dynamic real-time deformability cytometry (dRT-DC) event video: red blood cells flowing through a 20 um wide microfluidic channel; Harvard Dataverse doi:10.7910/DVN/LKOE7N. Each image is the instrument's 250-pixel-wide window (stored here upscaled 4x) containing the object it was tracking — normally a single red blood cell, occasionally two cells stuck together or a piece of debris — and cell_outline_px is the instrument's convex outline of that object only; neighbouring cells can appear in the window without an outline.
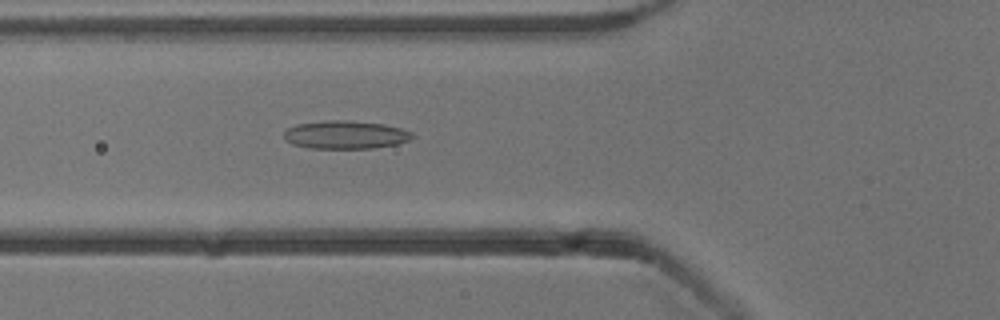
{"species": "common noctule bat (a hibernating species)", "species_latin": "Nyctalus noctula", "temperature_condition": "cold", "stored_images_in_passage": 42, "camera_frame_rate_fps": 3000, "um_per_image_px": 0.085, "animal": {"sex": "male", "body_mass_g": 13.3}, "frame": {"image": 1, "passage_image": 8, "time_ms": 2.333, "image_size_px": [1000, 320], "cell_outline_px": [[412, 136], [408, 140], [396, 144], [372, 148], [308, 148], [292, 144], [284, 140], [284, 132], [288, 128], [296, 124], [324, 120], [348, 120], [384, 124], [400, 128], [412, 132]], "centroid_in_image_um": [29.31, 11.45], "position_along_channel_um": 96.5, "area_um2": 21.04}}
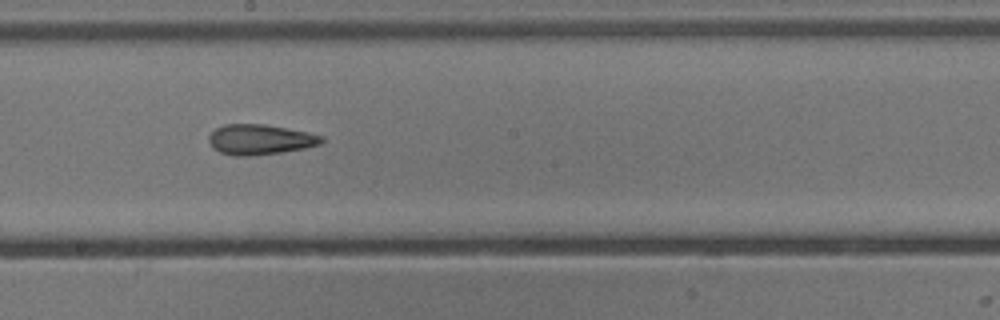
{"frame": {"image": 2, "passage_image": 18, "time_ms": 5.667, "image_size_px": [1000, 320], "cell_outline_px": [[324, 140], [320, 144], [304, 148], [280, 152], [248, 156], [236, 156], [220, 152], [212, 148], [208, 140], [208, 136], [216, 128], [224, 124], [264, 124], [308, 132], [324, 136]], "centroid_in_image_um": [22.08, 11.85], "position_along_channel_um": 226.1, "area_um2": 19.83}}
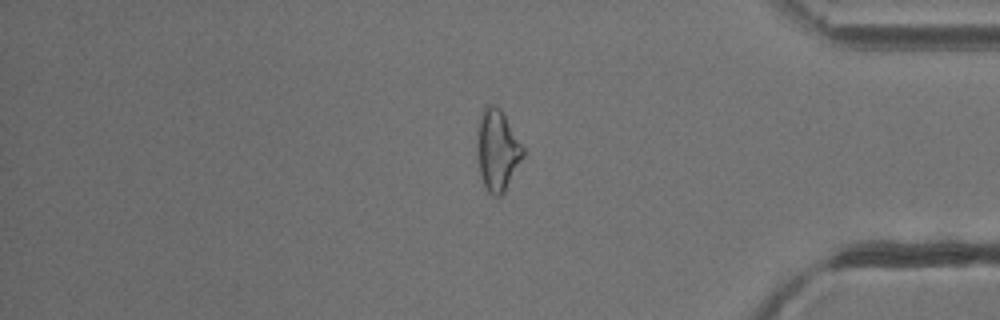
{"frame": {"image": 3, "passage_image": 33, "time_ms": 10.667, "image_size_px": [1000, 320], "cell_outline_px": [[524, 156], [504, 192], [500, 196], [492, 196], [488, 192], [484, 184], [480, 172], [476, 152], [476, 144], [480, 112], [488, 104], [492, 104], [500, 108], [524, 148]], "centroid_in_image_um": [42.26, 12.76], "position_along_channel_um": 392.9, "area_um2": 21.68}, "authors_computed_cell_mechanics": {"area_um2": 20.23, "velocity_mm_per_s": 3.8534, "shape_relaxation_time_tau1_ms": null, "shape_relaxation_time_tau2_ms": 4.4444, "deformation_change_tau1": null, "deformation_change_tau2": 0.1623}}